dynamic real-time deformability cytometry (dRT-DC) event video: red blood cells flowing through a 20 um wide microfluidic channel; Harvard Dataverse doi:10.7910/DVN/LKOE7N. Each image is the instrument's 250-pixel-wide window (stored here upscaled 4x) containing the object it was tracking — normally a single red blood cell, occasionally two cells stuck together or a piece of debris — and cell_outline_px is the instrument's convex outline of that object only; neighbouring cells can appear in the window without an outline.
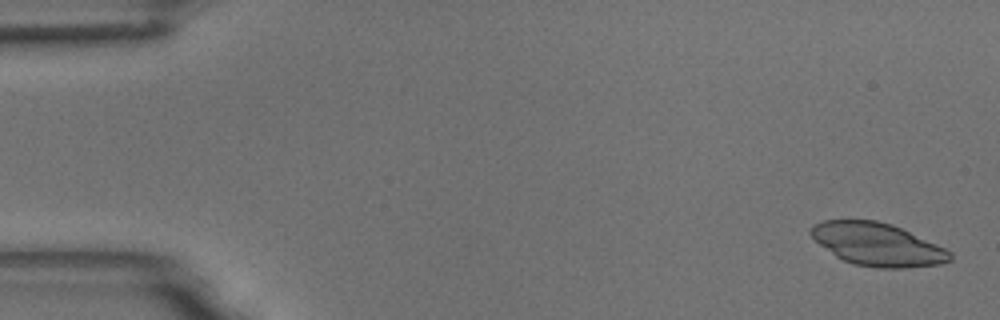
{"species": "common noctule bat (a hibernating species)", "species_latin": "Nyctalus noctula", "temperature_condition": "room temperature", "stored_images_in_passage": 5, "camera_frame_rate_fps": 3000, "um_per_image_px": 0.085, "animal": {"sex": "male", "body_mass_g": 18.8}, "frame": {"image": 1, "passage_image": 1, "time_ms": 0.0, "image_size_px": [1000, 320], "cell_outline_px": [[952, 260], [940, 264], [904, 268], [876, 268], [852, 264], [836, 256], [820, 244], [808, 232], [812, 224], [824, 220], [876, 220], [892, 224], [944, 248], [952, 252]], "centroid_in_image_um": [74.57, 20.78], "position_along_channel_um": 10.4, "area_um2": 34.56}}